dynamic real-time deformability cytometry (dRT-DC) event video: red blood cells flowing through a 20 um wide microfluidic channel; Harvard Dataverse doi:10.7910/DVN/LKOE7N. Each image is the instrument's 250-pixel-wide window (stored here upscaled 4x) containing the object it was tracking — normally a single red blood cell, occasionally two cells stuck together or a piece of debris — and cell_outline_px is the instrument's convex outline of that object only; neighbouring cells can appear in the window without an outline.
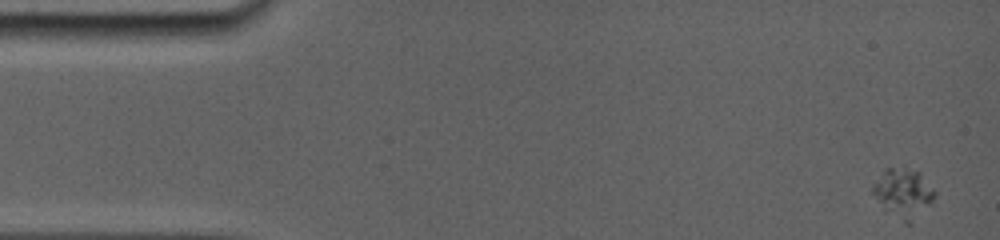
{"species": "common noctule bat (a hibernating species)", "species_latin": "Nyctalus noctula", "temperature_condition": "room temperature", "stored_images_in_passage": 35, "camera_frame_rate_fps": 5000, "um_per_image_px": 0.085, "animal": {"sex": "female", "body_mass_g": 19.0, "forearm_length_mm": 56.7}, "frame": {"image": 1, "passage_image": 1, "time_ms": 0.0, "image_size_px": [1000, 240], "cell_outline_px": [[936, 196], [932, 204], [912, 224], [904, 224], [884, 212], [872, 192], [872, 188], [888, 168], [892, 168], [916, 172], [936, 192]], "centroid_in_image_um": [76.8, 16.56], "position_along_channel_um": 8.2, "area_um2": 17.46}}
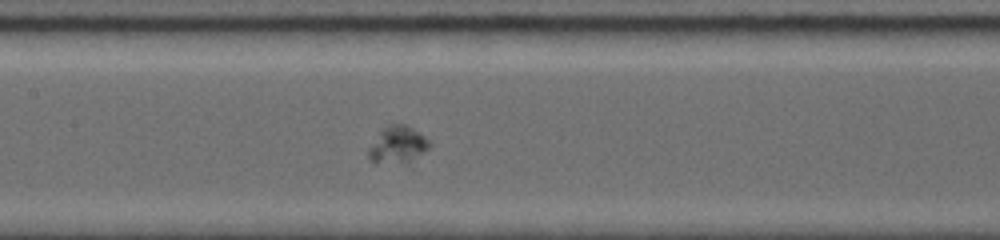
{"frame": {"image": 2, "passage_image": 16, "time_ms": 8.2, "image_size_px": [1000, 240], "cell_outline_px": [[428, 144], [420, 152], [408, 160], [372, 160], [368, 156], [368, 152], [380, 132], [384, 128], [392, 124], [404, 124], [416, 132]], "centroid_in_image_um": [33.72, 12.23], "position_along_channel_um": 173.7, "area_um2": 11.1}}
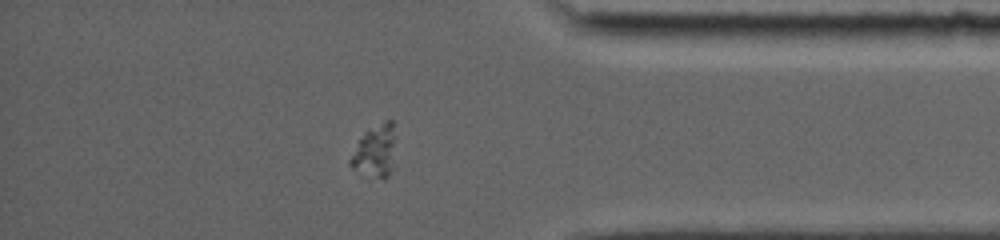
{"frame": {"image": 3, "passage_image": 30, "time_ms": 14.6, "image_size_px": [1000, 240], "cell_outline_px": [[396, 136], [392, 168], [388, 176], [384, 180], [352, 168], [348, 164], [348, 160], [360, 140], [368, 128], [384, 120], [392, 120]], "centroid_in_image_um": [31.92, 12.81], "position_along_channel_um": 403.3, "area_um2": 13.81}}